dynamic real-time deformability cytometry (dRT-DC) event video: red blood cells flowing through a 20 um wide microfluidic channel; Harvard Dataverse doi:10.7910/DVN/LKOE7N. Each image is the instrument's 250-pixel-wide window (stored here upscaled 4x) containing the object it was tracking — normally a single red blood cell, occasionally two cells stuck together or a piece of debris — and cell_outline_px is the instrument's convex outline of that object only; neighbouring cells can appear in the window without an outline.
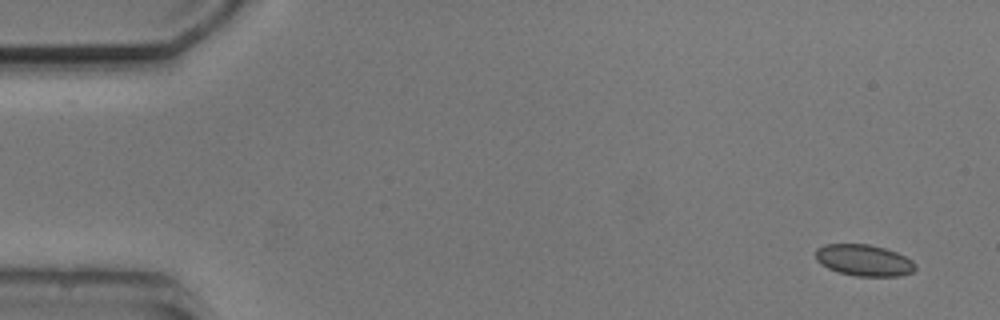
{"species": "common noctule bat (a hibernating species)", "species_latin": "Nyctalus noctula", "temperature_condition": "cold", "stored_images_in_passage": 7, "camera_frame_rate_fps": 3000, "um_per_image_px": 0.085, "animal": {"sex": "male", "body_mass_g": 20.5, "forearm_length_mm": 52.5}, "frame": {"image": 1, "passage_image": 1, "time_ms": 0.0, "image_size_px": [1000, 320], "cell_outline_px": [[916, 268], [912, 272], [900, 276], [856, 276], [840, 272], [828, 268], [820, 264], [816, 260], [816, 248], [824, 244], [868, 244], [884, 248], [896, 252], [912, 260], [916, 264]], "centroid_in_image_um": [73.43, 22.12], "position_along_channel_um": 11.6, "area_um2": 18.26}}
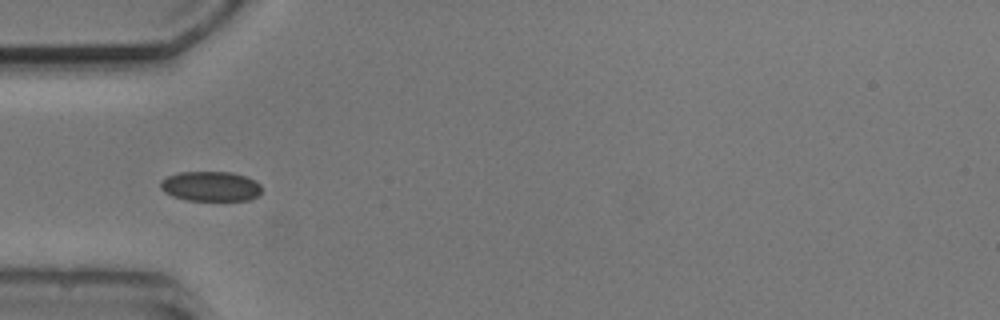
{"frame": {"image": 2, "passage_image": 5, "time_ms": 4.667, "image_size_px": [1000, 320], "cell_outline_px": [[260, 192], [256, 196], [248, 200], [188, 200], [172, 196], [164, 192], [160, 188], [160, 180], [168, 176], [180, 172], [232, 172], [256, 180], [260, 184]], "centroid_in_image_um": [17.88, 15.83], "position_along_channel_um": 67.1, "area_um2": 17.57}}